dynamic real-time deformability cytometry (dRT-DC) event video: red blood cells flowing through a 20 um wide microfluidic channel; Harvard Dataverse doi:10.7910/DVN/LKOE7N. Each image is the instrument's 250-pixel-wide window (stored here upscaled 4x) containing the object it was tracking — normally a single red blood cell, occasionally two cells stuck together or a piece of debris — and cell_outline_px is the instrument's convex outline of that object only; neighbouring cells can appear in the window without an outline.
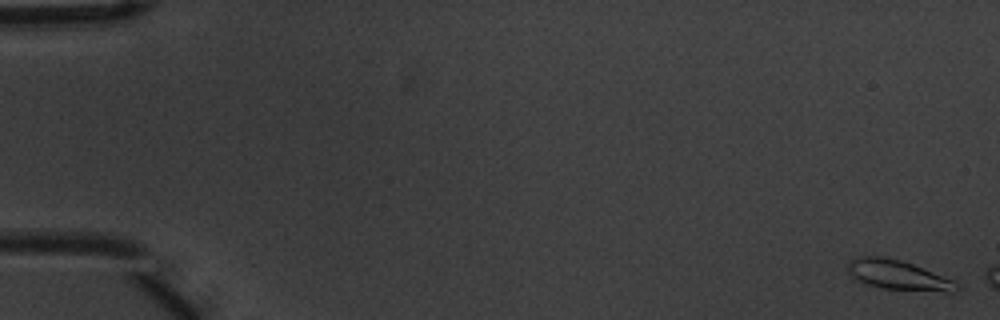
{"species": "common noctule bat (a hibernating species)", "species_latin": "Nyctalus noctula", "temperature_condition": "warm", "stored_images_in_passage": 3, "camera_frame_rate_fps": 3000, "um_per_image_px": 0.085, "animal": {"sex": "male", "body_mass_g": 20.1, "forearm_length_mm": 53.5}, "frame": {"image": 1, "passage_image": 1, "time_ms": 0.0, "image_size_px": [1000, 320], "cell_outline_px": [[960, 288], [952, 292], [944, 292], [884, 288], [852, 280], [848, 272], [848, 260], [860, 256], [880, 256], [900, 260], [912, 264], [952, 280], [960, 284]], "centroid_in_image_um": [76.29, 23.38], "position_along_channel_um": 8.7, "area_um2": 18.73}}